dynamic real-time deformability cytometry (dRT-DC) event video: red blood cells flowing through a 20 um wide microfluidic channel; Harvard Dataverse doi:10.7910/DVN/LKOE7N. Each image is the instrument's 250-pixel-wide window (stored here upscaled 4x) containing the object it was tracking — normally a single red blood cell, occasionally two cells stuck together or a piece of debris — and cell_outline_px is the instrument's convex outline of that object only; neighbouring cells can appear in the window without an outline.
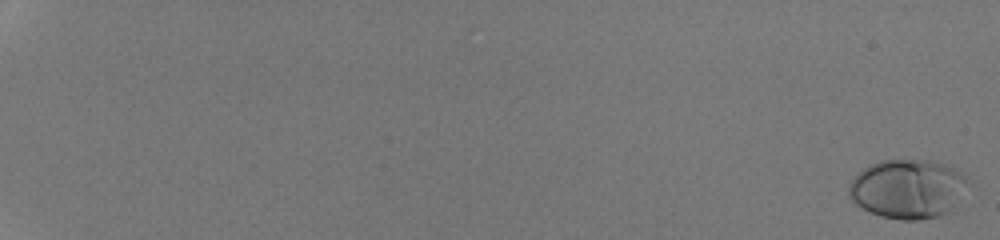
{"species": "human", "species_latin": "Homo sapiens", "temperature_condition": "room temperature", "stored_images_in_passage": 53, "camera_frame_rate_fps": 3000, "um_per_image_px": 0.085, "donor": {"sex": "male"}, "frame": {"image": 1, "passage_image": 1, "time_ms": 0.0, "image_size_px": [1000, 240], "cell_outline_px": [[964, 180], [944, 212], [940, 216], [916, 220], [904, 220], [880, 216], [856, 204], [852, 200], [848, 192], [848, 188], [852, 180], [864, 168], [880, 160], [928, 160], [944, 164], [960, 172], [964, 176]], "centroid_in_image_um": [77.0, 16.03], "position_along_channel_um": 8.0, "area_um2": 39.07}}
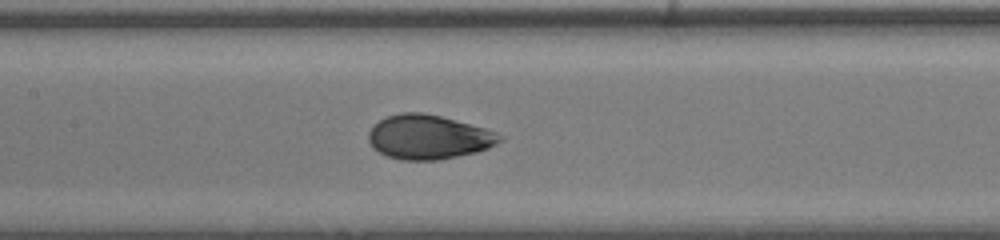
{"frame": {"image": 2, "passage_image": 31, "time_ms": 10.0, "image_size_px": [1000, 240], "cell_outline_px": [[504, 136], [496, 144], [488, 148], [476, 152], [436, 160], [400, 160], [388, 156], [372, 148], [368, 140], [368, 132], [380, 120], [388, 116], [400, 112], [424, 112], [440, 116], [484, 128], [496, 132]], "centroid_in_image_um": [36.4, 11.65], "position_along_channel_um": 171.0, "area_um2": 33.64}}
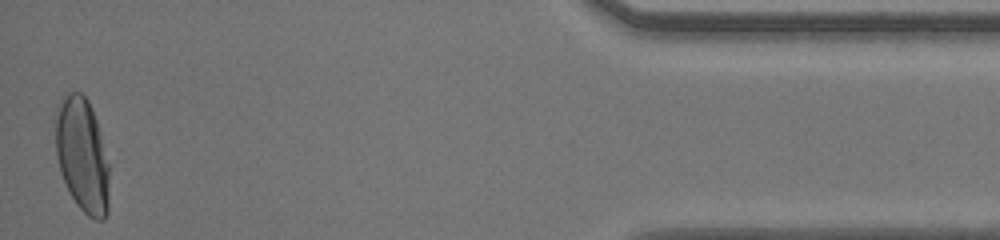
{"frame": {"image": 3, "passage_image": 53, "time_ms": 17.333, "image_size_px": [1000, 240], "cell_outline_px": [[108, 212], [104, 220], [96, 220], [88, 216], [76, 204], [60, 172], [56, 156], [56, 108], [64, 96], [68, 92], [80, 92], [88, 100], [96, 120], [100, 132], [108, 164]], "centroid_in_image_um": [6.99, 13.19], "position_along_channel_um": 428.2, "area_um2": 35.55}, "authors_computed_cell_mechanics": {"area_um2": 34.1598, "velocity_mm_per_s": 4.2988, "shape_relaxation_time_tau1_ms": 3.866, "shape_relaxation_time_tau2_ms": null, "deformation_change_tau1": 0.1609, "deformation_change_tau2": null}}